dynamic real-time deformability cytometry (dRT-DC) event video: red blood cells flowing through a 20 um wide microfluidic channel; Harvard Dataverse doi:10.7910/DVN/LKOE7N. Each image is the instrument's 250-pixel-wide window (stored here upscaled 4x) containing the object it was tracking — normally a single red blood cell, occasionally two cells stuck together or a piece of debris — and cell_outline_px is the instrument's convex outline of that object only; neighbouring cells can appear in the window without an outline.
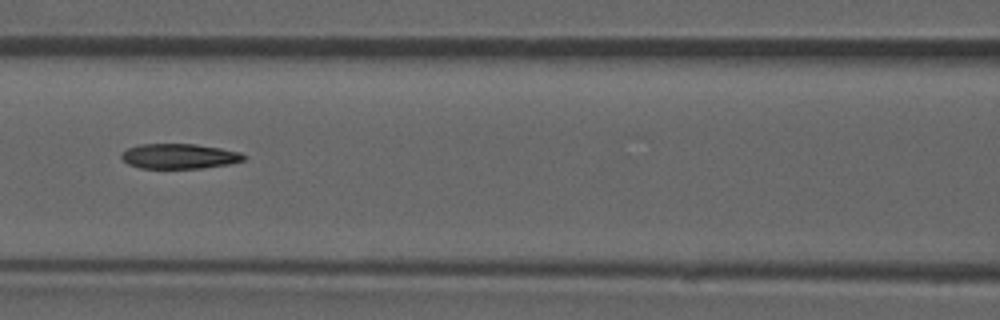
{"species": "common noctule bat (a hibernating species)", "species_latin": "Nyctalus noctula", "temperature_condition": "room temperature", "stored_images_in_passage": 52, "camera_frame_rate_fps": 3000, "um_per_image_px": 0.085, "animal": {"sex": "male", "forearm_length_mm": 52.5}, "frame": {"image": 1, "passage_image": 23, "time_ms": 7.333, "image_size_px": [1000, 320], "cell_outline_px": [[248, 156], [244, 160], [228, 164], [204, 168], [140, 168], [128, 164], [120, 156], [128, 148], [140, 144], [196, 144], [220, 148], [240, 152]], "centroid_in_image_um": [15.27, 13.28], "position_along_channel_um": 151.3, "area_um2": 17.8}, "authors_computed_cell_mechanics": {"area_um2": 18.8428, "velocity_mm_per_s": 3.9308, "shape_relaxation_time_tau1_ms": null, "shape_relaxation_time_tau2_ms": 3.6728, "deformation_change_tau1": null, "deformation_change_tau2": 0.1218}}